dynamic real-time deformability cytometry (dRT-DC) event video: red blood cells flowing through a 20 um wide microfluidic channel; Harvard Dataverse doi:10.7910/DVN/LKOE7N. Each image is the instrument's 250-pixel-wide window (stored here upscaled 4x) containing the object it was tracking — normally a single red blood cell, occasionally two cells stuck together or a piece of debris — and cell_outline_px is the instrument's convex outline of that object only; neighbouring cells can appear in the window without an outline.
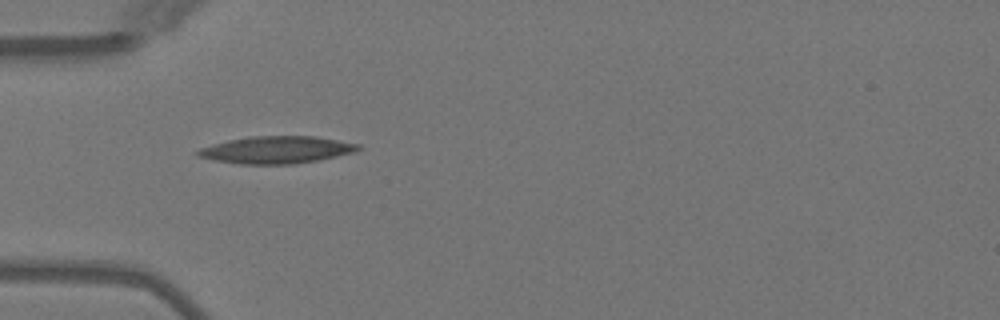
{"species": "Egyptian fruit bat (a non-hibernating species)", "species_latin": "Rousettus aegyptiacus", "temperature_condition": "warm", "stored_images_in_passage": 2, "camera_frame_rate_fps": 3000, "um_per_image_px": 0.085, "animal": {"sex": "female"}, "frame": {"image": 1, "passage_image": 1, "time_ms": 0.0, "image_size_px": [1000, 320], "cell_outline_px": [[364, 148], [356, 152], [316, 160], [292, 164], [240, 164], [216, 160], [196, 156], [192, 152], [200, 148], [228, 140], [252, 136], [316, 136], [360, 144]], "centroid_in_image_um": [23.52, 12.73], "position_along_channel_um": 61.5, "area_um2": 25.49}}
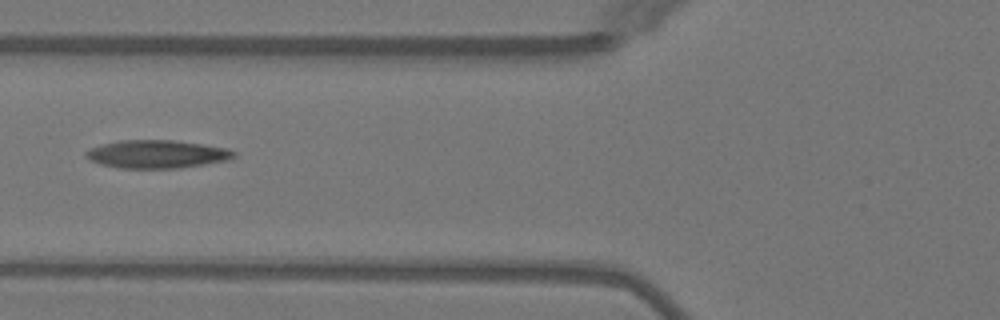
{"frame": {"image": 2, "passage_image": 2, "time_ms": 1.333, "image_size_px": [1000, 320], "cell_outline_px": [[236, 156], [228, 160], [180, 168], [116, 168], [100, 164], [88, 160], [84, 156], [84, 152], [88, 148], [100, 144], [120, 140], [172, 140], [204, 144], [228, 148], [236, 152]], "centroid_in_image_um": [13.29, 13.1], "position_along_channel_um": 112.5, "area_um2": 24.57}}